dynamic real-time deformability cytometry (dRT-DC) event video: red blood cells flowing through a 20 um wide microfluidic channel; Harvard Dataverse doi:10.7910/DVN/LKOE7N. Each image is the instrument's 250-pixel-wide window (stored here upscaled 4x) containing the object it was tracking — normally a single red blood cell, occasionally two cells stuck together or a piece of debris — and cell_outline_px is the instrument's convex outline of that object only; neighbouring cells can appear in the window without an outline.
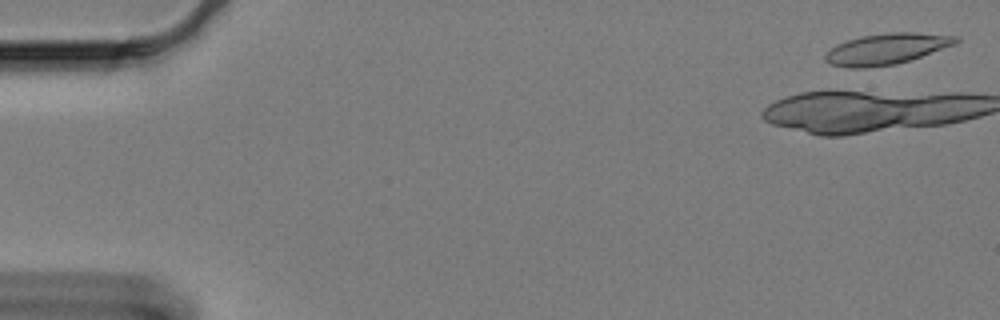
{"species": "Egyptian fruit bat (a non-hibernating species)", "species_latin": "Rousettus aegyptiacus", "temperature_condition": "cold", "stored_images_in_passage": 6, "camera_frame_rate_fps": 3000, "um_per_image_px": 0.085, "animal": {"sex": "female"}, "frame": {"image": 1, "passage_image": 2, "time_ms": 0.333, "image_size_px": [1000, 320], "cell_outline_px": [[960, 40], [956, 44], [896, 64], [864, 68], [848, 68], [832, 64], [824, 60], [824, 56], [836, 44], [860, 36], [888, 32], [912, 32], [960, 36]], "centroid_in_image_um": [75.36, 4.14], "position_along_channel_um": 9.6, "area_um2": 23.47}}